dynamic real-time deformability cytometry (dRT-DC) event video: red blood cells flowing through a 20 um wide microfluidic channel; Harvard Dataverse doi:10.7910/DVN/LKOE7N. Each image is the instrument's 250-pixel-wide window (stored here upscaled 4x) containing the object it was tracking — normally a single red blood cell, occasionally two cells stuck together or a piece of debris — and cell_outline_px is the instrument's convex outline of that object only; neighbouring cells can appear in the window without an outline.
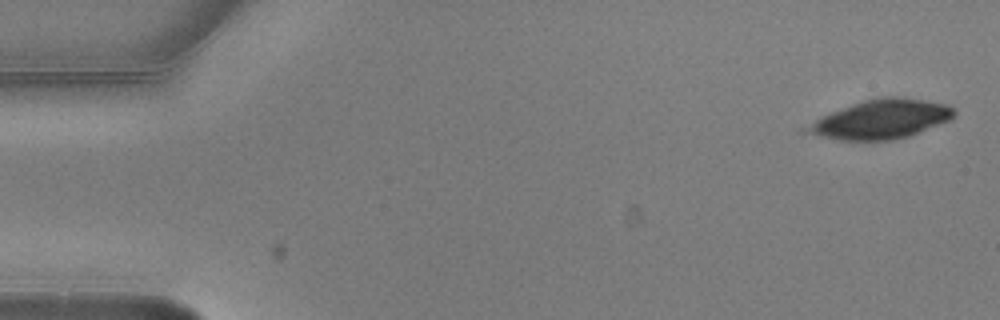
{"species": "common noctule bat (a hibernating species)", "species_latin": "Nyctalus noctula", "temperature_condition": "warm", "stored_images_in_passage": 5, "camera_frame_rate_fps": 3000, "um_per_image_px": 0.085, "animal": {"sex": "male", "body_mass_g": 20.5, "forearm_length_mm": 52.5}, "frame": {"image": 1, "passage_image": 1, "time_ms": 0.0, "image_size_px": [1000, 320], "cell_outline_px": [[956, 116], [952, 120], [908, 136], [892, 140], [840, 140], [796, 132], [800, 128], [820, 116], [852, 104], [864, 100], [880, 96], [900, 96], [948, 104], [956, 108]], "centroid_in_image_um": [74.85, 10.13], "position_along_channel_um": 10.2, "area_um2": 34.22}}